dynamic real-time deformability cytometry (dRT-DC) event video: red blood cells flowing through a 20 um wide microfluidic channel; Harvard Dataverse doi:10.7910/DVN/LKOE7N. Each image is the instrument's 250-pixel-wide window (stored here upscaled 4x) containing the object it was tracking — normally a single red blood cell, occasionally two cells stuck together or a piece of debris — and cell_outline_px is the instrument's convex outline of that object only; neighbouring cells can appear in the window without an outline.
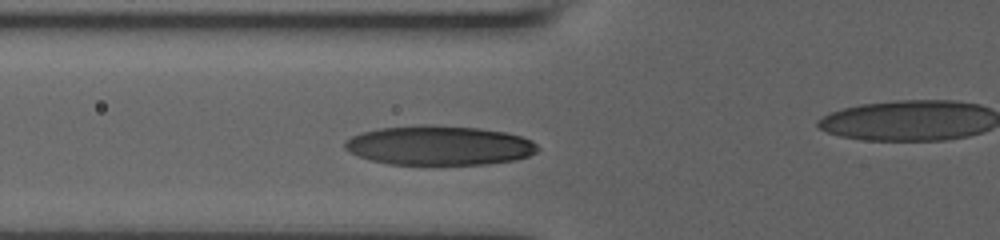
{"species": "human", "species_latin": "Homo sapiens", "temperature_condition": "room temperature", "stored_images_in_passage": 36, "camera_frame_rate_fps": 3000, "um_per_image_px": 0.085, "donor": {"sex": "male"}, "frame": {"image": 1, "passage_image": 12, "time_ms": 3.667, "image_size_px": [1000, 240], "cell_outline_px": [[540, 148], [536, 152], [528, 156], [516, 160], [488, 164], [440, 168], [388, 164], [368, 160], [344, 148], [344, 140], [360, 132], [380, 128], [420, 124], [428, 124], [480, 128], [504, 132], [520, 136], [532, 140]], "centroid_in_image_um": [37.32, 12.41], "position_along_channel_um": 88.5, "area_um2": 46.01}}
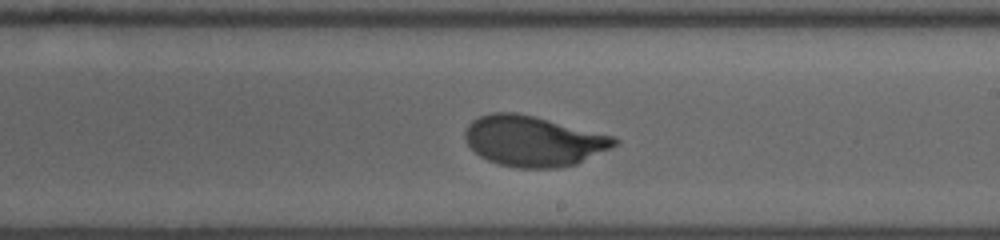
{"frame": {"image": 2, "passage_image": 24, "time_ms": 7.667, "image_size_px": [1000, 240], "cell_outline_px": [[620, 144], [576, 164], [560, 168], [516, 168], [496, 164], [480, 156], [468, 144], [464, 136], [464, 132], [468, 124], [472, 120], [480, 116], [492, 112], [516, 112], [612, 136], [620, 140]], "centroid_in_image_um": [45.32, 12.0], "position_along_channel_um": 243.7, "area_um2": 43.75}}
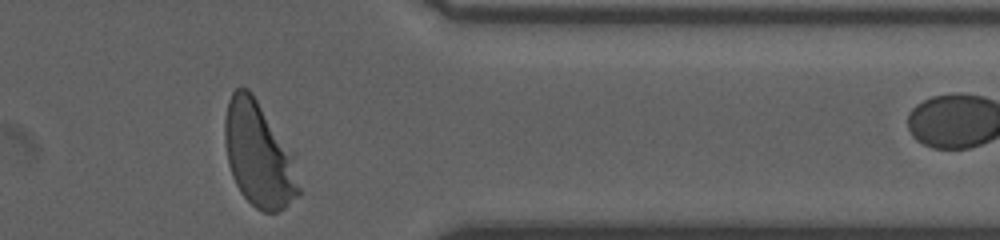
{"frame": {"image": 3, "passage_image": 36, "time_ms": 11.667, "image_size_px": [1000, 240], "cell_outline_px": [[300, 196], [284, 208], [276, 212], [264, 212], [256, 208], [240, 192], [232, 176], [228, 164], [224, 140], [224, 120], [228, 100], [232, 92], [236, 88], [248, 88], [252, 92], [292, 156], [300, 188]], "centroid_in_image_um": [21.94, 13.17], "position_along_channel_um": 389.5, "area_um2": 44.51}, "authors_computed_cell_mechanics": {"area_um2": 43.7835, "velocity_mm_per_s": 3.8671, "shape_relaxation_time_tau1_ms": 2.9035, "shape_relaxation_time_tau2_ms": null, "deformation_change_tau1": 0.171, "deformation_change_tau2": null}}